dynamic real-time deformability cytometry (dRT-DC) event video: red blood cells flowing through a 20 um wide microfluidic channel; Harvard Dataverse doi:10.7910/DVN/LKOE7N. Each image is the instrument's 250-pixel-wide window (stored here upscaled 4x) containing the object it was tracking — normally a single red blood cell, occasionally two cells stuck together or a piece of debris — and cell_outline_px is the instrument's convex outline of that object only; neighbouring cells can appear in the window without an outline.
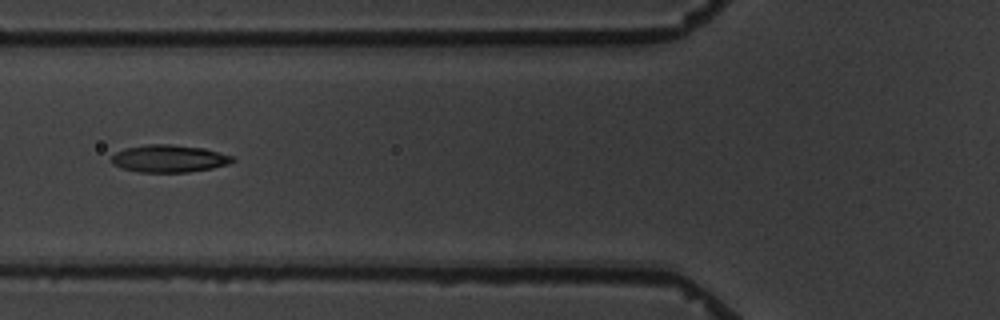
{"species": "common noctule bat (a hibernating species)", "species_latin": "Nyctalus noctula", "temperature_condition": "warm", "stored_images_in_passage": 9, "camera_frame_rate_fps": 3000, "um_per_image_px": 0.085, "animal": {"sex": "male", "body_mass_g": 19.5, "forearm_length_mm": 54.6}, "frame": {"image": 1, "passage_image": 4, "time_ms": 4.0, "image_size_px": [1000, 320], "cell_outline_px": [[236, 160], [228, 164], [212, 168], [188, 172], [140, 172], [124, 168], [112, 164], [112, 156], [116, 152], [124, 148], [148, 144], [168, 144], [204, 148], [232, 156]], "centroid_in_image_um": [14.37, 13.47], "position_along_channel_um": 111.4, "area_um2": 19.19}}
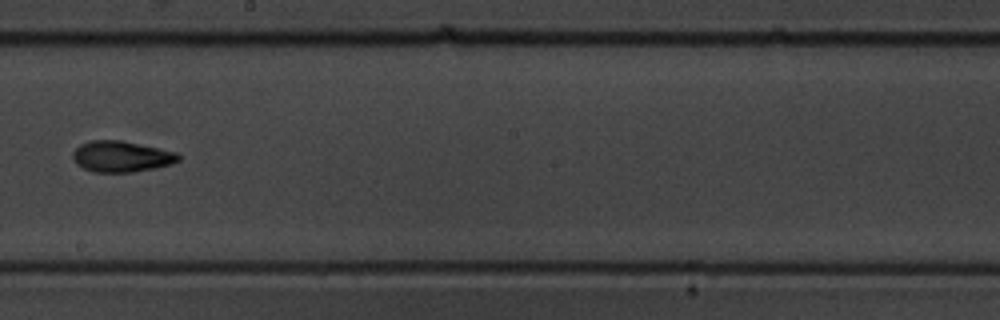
{"frame": {"image": 2, "passage_image": 7, "time_ms": 7.667, "image_size_px": [1000, 320], "cell_outline_px": [[180, 160], [172, 164], [156, 168], [132, 172], [92, 172], [76, 164], [72, 160], [72, 152], [80, 144], [88, 140], [120, 140], [176, 152], [180, 156]], "centroid_in_image_um": [10.28, 13.31], "position_along_channel_um": 237.9, "area_um2": 19.19}}
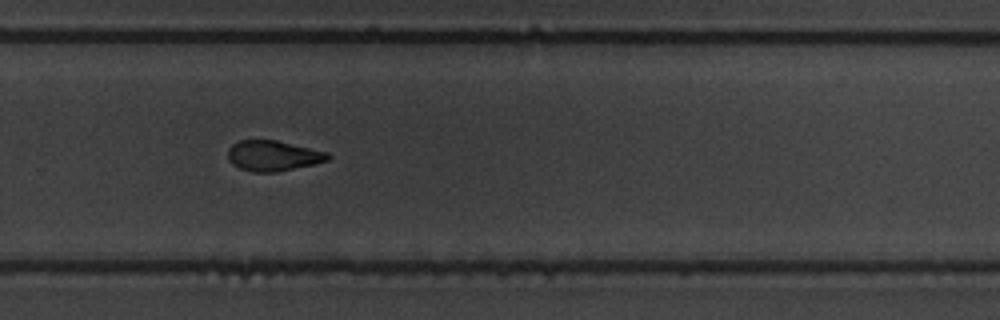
{"frame": {"image": 3, "passage_image": 9, "time_ms": 9.667, "image_size_px": [1000, 320], "cell_outline_px": [[332, 156], [328, 160], [316, 164], [276, 172], [252, 172], [240, 168], [232, 164], [228, 160], [228, 148], [232, 144], [240, 140], [276, 140], [328, 152]], "centroid_in_image_um": [23.22, 13.24], "position_along_channel_um": 306.6, "area_um2": 17.86}}